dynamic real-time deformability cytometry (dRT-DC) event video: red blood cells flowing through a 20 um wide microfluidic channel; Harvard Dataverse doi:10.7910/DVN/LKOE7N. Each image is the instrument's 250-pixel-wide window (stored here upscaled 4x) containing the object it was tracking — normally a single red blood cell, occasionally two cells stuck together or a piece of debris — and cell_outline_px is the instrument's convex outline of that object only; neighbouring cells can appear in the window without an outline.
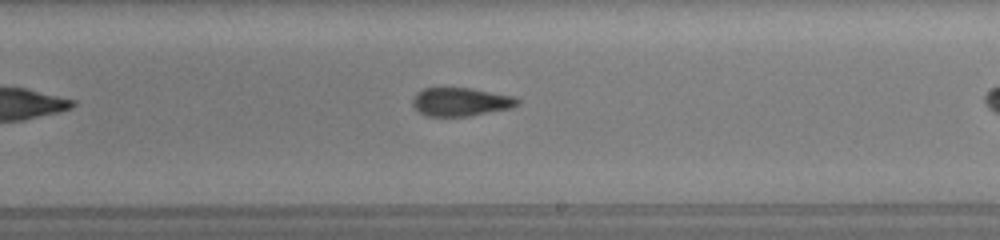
{"species": "common noctule bat (a hibernating species)", "species_latin": "Nyctalus noctula", "temperature_condition": "room temperature", "stored_images_in_passage": 40, "camera_frame_rate_fps": 3000, "um_per_image_px": 0.085, "animal": {"sex": "female", "body_mass_g": 19.5, "forearm_length_mm": 54.1}, "frame": {"image": 1, "passage_image": 28, "time_ms": 8.0, "image_size_px": [1000, 240], "cell_outline_px": [[520, 104], [512, 108], [468, 116], [428, 116], [420, 112], [412, 104], [412, 96], [416, 92], [424, 88], [472, 88], [516, 96], [520, 100]], "centroid_in_image_um": [39.19, 8.65], "position_along_channel_um": 249.8, "area_um2": 17.57}}